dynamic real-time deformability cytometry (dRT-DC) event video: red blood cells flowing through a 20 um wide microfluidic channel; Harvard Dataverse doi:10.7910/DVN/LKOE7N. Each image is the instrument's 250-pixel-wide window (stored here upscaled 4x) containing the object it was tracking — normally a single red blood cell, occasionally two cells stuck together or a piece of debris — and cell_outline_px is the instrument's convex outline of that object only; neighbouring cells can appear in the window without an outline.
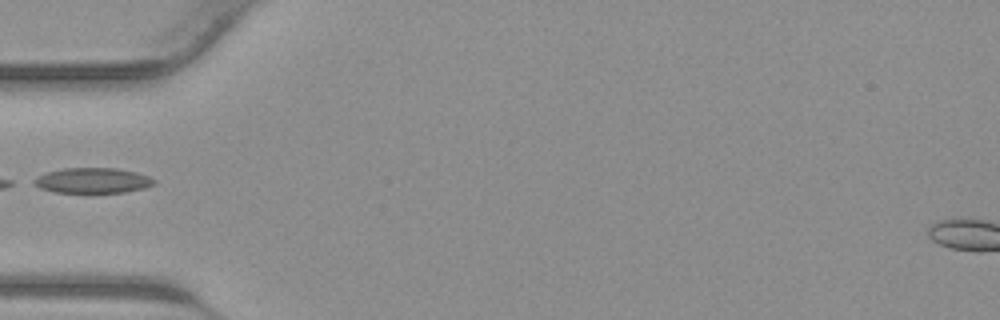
{"species": "common noctule bat (a hibernating species)", "species_latin": "Nyctalus noctula", "temperature_condition": "warm", "stored_images_in_passage": 28, "camera_frame_rate_fps": 3000, "um_per_image_px": 0.085, "animal": {"sex": "male", "body_mass_g": 23.1, "forearm_length_mm": 52.7}, "frame": {"image": 1, "passage_image": 1, "time_ms": 0.0, "image_size_px": [1000, 320], "cell_outline_px": [[156, 184], [144, 188], [124, 192], [52, 192], [40, 188], [32, 184], [28, 180], [36, 176], [48, 172], [64, 168], [116, 168], [136, 172], [148, 176], [156, 180]], "centroid_in_image_um": [7.82, 15.34], "position_along_channel_um": 77.2, "area_um2": 17.86}}